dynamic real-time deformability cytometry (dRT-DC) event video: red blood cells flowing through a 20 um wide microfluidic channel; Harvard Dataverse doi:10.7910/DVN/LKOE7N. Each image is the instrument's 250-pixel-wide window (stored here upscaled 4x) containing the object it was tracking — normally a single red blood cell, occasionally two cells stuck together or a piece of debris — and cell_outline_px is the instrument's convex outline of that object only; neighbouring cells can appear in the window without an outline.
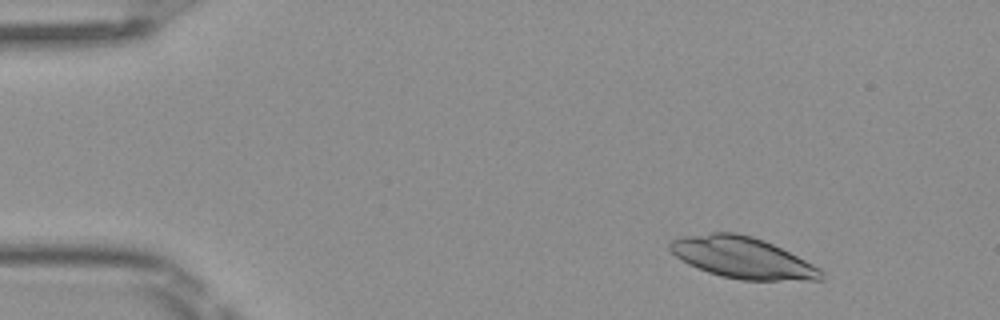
{"species": "Egyptian fruit bat (a non-hibernating species)", "species_latin": "Rousettus aegyptiacus", "temperature_condition": "room temperature", "stored_images_in_passage": 4, "camera_frame_rate_fps": 3000, "um_per_image_px": 0.085, "frame": {"image": 1, "passage_image": 1, "time_ms": 0.0, "image_size_px": [1000, 320], "cell_outline_px": [[824, 280], [740, 280], [720, 276], [708, 272], [688, 264], [676, 256], [668, 248], [668, 244], [672, 240], [684, 236], [712, 232], [736, 232], [752, 236], [764, 240], [820, 268], [824, 272]], "centroid_in_image_um": [63.1, 21.9], "position_along_channel_um": 21.9, "area_um2": 36.24}}